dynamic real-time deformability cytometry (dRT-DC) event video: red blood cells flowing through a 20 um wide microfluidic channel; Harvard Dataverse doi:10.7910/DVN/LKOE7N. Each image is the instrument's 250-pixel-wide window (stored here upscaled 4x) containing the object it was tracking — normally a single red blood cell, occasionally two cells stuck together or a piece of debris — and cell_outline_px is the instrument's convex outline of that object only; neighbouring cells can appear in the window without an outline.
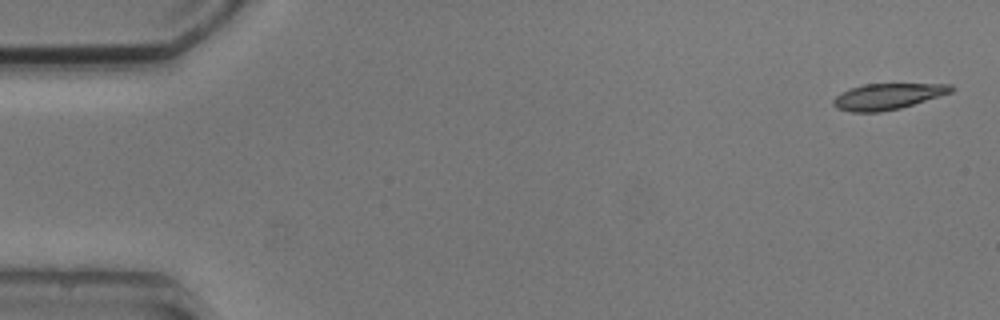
{"species": "common noctule bat (a hibernating species)", "species_latin": "Nyctalus noctula", "temperature_condition": "cold", "stored_images_in_passage": 4, "camera_frame_rate_fps": 3000, "um_per_image_px": 0.085, "animal": {"sex": "male", "body_mass_g": 20.5, "forearm_length_mm": 52.5}, "frame": {"image": 1, "passage_image": 1, "time_ms": 0.0, "image_size_px": [1000, 320], "cell_outline_px": [[956, 88], [952, 92], [900, 108], [880, 112], [852, 112], [836, 108], [832, 104], [832, 100], [840, 92], [864, 84], [952, 84]], "centroid_in_image_um": [75.43, 8.19], "position_along_channel_um": 9.6, "area_um2": 17.8}}
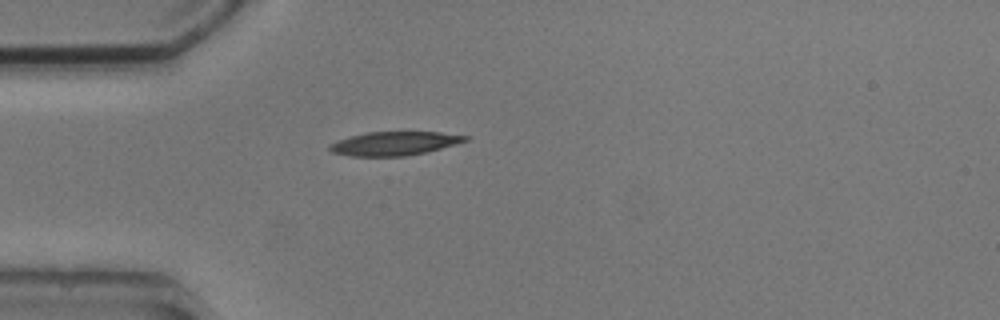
{"frame": {"image": 2, "passage_image": 4, "time_ms": 4.333, "image_size_px": [1000, 320], "cell_outline_px": [[468, 140], [456, 144], [424, 152], [404, 156], [352, 156], [332, 152], [328, 148], [328, 144], [352, 136], [368, 132], [440, 132], [468, 136]], "centroid_in_image_um": [33.51, 12.19], "position_along_channel_um": 51.5, "area_um2": 18.44}}